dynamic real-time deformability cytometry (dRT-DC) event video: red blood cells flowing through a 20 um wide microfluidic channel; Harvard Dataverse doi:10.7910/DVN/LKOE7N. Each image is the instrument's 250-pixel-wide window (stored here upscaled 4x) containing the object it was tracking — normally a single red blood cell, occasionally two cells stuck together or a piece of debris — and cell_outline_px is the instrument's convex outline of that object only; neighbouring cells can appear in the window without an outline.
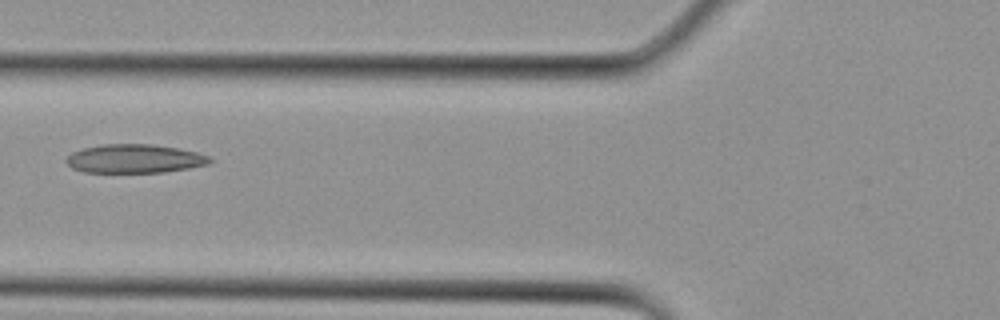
{"species": "Egyptian fruit bat (a non-hibernating species)", "species_latin": "Rousettus aegyptiacus", "temperature_condition": "cold", "stored_images_in_passage": 3, "camera_frame_rate_fps": 3000, "um_per_image_px": 0.085, "animal": {"sex": "female"}, "frame": {"image": 1, "passage_image": 3, "time_ms": 0.667, "image_size_px": [1000, 320], "cell_outline_px": [[212, 160], [208, 164], [188, 168], [164, 172], [84, 172], [72, 168], [64, 160], [72, 152], [84, 148], [104, 144], [148, 144], [176, 148], [196, 152], [208, 156]], "centroid_in_image_um": [11.41, 13.49], "position_along_channel_um": 114.4, "area_um2": 23.76}}